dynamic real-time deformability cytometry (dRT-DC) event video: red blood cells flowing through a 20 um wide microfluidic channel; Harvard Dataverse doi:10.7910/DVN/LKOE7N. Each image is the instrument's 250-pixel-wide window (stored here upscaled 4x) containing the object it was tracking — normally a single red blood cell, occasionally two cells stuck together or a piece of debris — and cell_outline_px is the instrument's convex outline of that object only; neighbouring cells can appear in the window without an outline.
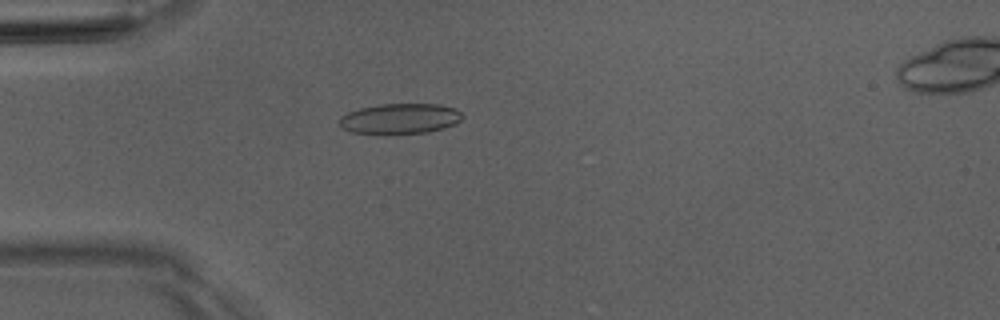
{"species": "Egyptian fruit bat (a non-hibernating species)", "species_latin": "Rousettus aegyptiacus", "temperature_condition": "room temperature", "stored_images_in_passage": 4, "camera_frame_rate_fps": 3000, "um_per_image_px": 0.085, "animal": {"sex": "male"}, "frame": {"image": 1, "passage_image": 3, "time_ms": 2.333, "image_size_px": [1000, 320], "cell_outline_px": [[464, 116], [460, 120], [444, 128], [428, 132], [352, 132], [340, 128], [340, 116], [348, 112], [360, 108], [380, 104], [440, 104], [456, 108]], "centroid_in_image_um": [34.01, 10.05], "position_along_channel_um": 51.0, "area_um2": 21.27}}